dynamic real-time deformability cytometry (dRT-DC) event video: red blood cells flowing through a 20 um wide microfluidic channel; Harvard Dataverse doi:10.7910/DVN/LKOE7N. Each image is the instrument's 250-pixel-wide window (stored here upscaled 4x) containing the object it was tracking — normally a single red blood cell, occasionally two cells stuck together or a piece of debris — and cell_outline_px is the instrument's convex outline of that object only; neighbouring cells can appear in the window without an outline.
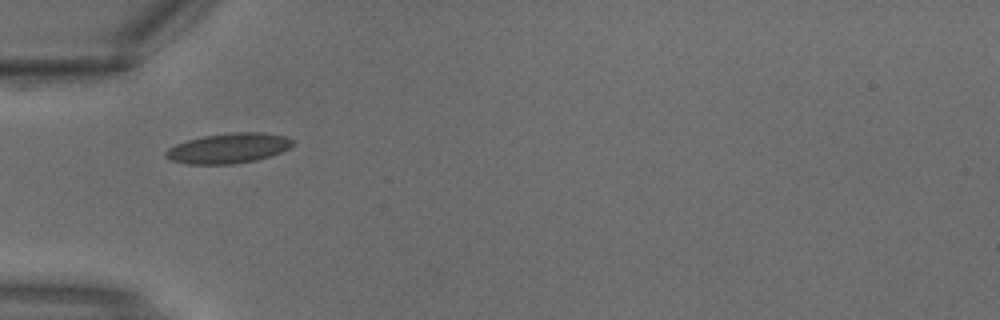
{"species": "common noctule bat (a hibernating species)", "species_latin": "Nyctalus noctula", "temperature_condition": "warm", "stored_images_in_passage": 4, "camera_frame_rate_fps": 3000, "um_per_image_px": 0.085, "animal": {"sex": "male", "body_mass_g": 18.8}, "frame": {"image": 1, "passage_image": 4, "time_ms": 1.0, "image_size_px": [1000, 320], "cell_outline_px": [[296, 140], [288, 148], [280, 152], [256, 160], [232, 164], [188, 164], [168, 160], [164, 156], [164, 152], [168, 148], [176, 144], [188, 140], [204, 136], [232, 132], [264, 132], [284, 136]], "centroid_in_image_um": [19.39, 12.6], "position_along_channel_um": 65.6, "area_um2": 22.25}}